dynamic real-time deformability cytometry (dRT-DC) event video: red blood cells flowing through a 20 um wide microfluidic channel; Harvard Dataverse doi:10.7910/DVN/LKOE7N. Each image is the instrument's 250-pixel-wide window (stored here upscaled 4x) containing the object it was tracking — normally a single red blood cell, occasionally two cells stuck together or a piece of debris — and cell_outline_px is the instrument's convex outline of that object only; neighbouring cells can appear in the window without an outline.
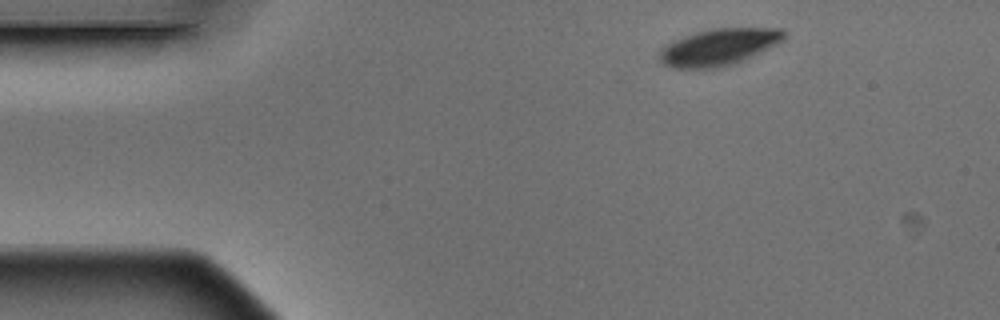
{"species": "Egyptian fruit bat (a non-hibernating species)", "species_latin": "Rousettus aegyptiacus", "temperature_condition": "warm", "stored_images_in_passage": 2, "camera_frame_rate_fps": 3000, "um_per_image_px": 0.085, "animal": {"sex": "male"}, "frame": {"image": 1, "passage_image": 1, "time_ms": 0.0, "image_size_px": [1000, 320], "cell_outline_px": [[784, 40], [744, 60], [720, 68], [672, 68], [664, 64], [660, 60], [660, 52], [668, 44], [676, 40], [696, 32], [712, 28], [784, 28]], "centroid_in_image_um": [61.13, 4.0], "position_along_channel_um": 23.9, "area_um2": 26.3}}